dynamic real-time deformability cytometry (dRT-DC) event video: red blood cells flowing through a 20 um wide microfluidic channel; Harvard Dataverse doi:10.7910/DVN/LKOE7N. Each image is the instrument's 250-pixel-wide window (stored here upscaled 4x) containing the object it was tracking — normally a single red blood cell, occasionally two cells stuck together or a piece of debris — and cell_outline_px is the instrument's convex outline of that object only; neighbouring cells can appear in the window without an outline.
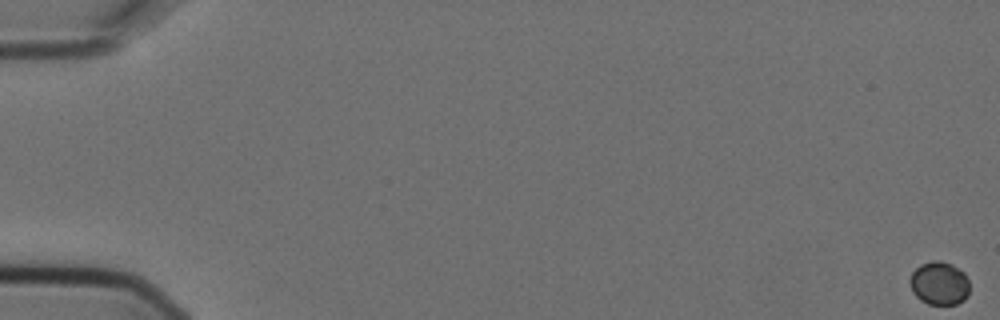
{"species": "Egyptian fruit bat (a non-hibernating species)", "species_latin": "Rousettus aegyptiacus", "temperature_condition": "cold", "stored_images_in_passage": 7, "camera_frame_rate_fps": 3000, "um_per_image_px": 0.085, "animal": {"sex": "female"}, "frame": {"image": 1, "passage_image": 1, "time_ms": 0.0, "image_size_px": [1000, 320], "cell_outline_px": [[968, 296], [964, 300], [956, 304], [928, 304], [920, 300], [912, 292], [908, 280], [912, 272], [920, 264], [932, 260], [940, 260], [952, 264], [964, 272], [968, 280]], "centroid_in_image_um": [79.82, 24.07], "position_along_channel_um": 5.2, "area_um2": 15.26}}
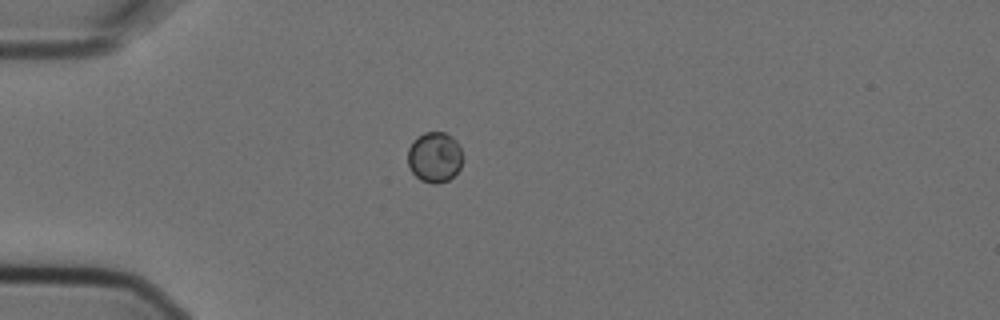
{"frame": {"image": 2, "passage_image": 7, "time_ms": 2.0, "image_size_px": [1000, 320], "cell_outline_px": [[460, 168], [448, 180], [436, 184], [432, 184], [420, 180], [412, 172], [408, 164], [408, 148], [412, 140], [416, 136], [424, 132], [444, 132], [452, 136], [456, 140], [460, 148]], "centroid_in_image_um": [36.9, 13.34], "position_along_channel_um": 48.1, "area_um2": 16.13}}